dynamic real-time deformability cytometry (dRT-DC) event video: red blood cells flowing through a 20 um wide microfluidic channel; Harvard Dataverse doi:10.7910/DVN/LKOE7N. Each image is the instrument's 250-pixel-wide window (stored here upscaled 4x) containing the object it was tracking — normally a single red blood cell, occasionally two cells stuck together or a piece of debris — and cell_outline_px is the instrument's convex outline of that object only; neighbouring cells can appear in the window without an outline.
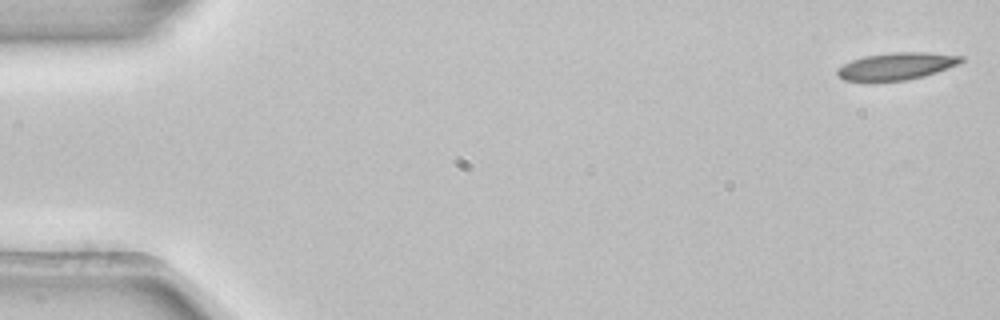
{"species": "common noctule bat (a hibernating species)", "species_latin": "Nyctalus noctula", "temperature_condition": "room temperature", "stored_images_in_passage": 53, "camera_frame_rate_fps": 3000, "um_per_image_px": 0.085, "animal": {"sex": "female", "body_mass_g": 22.7, "forearm_length_mm": 54.2}, "frame": {"image": 1, "passage_image": 1, "time_ms": 0.0, "image_size_px": [1000, 320], "cell_outline_px": [[964, 60], [960, 64], [924, 76], [904, 80], [872, 84], [844, 80], [836, 72], [836, 68], [852, 60], [864, 56], [896, 52], [924, 52], [964, 56]], "centroid_in_image_um": [76.16, 5.66], "position_along_channel_um": 8.8, "area_um2": 20.17}}
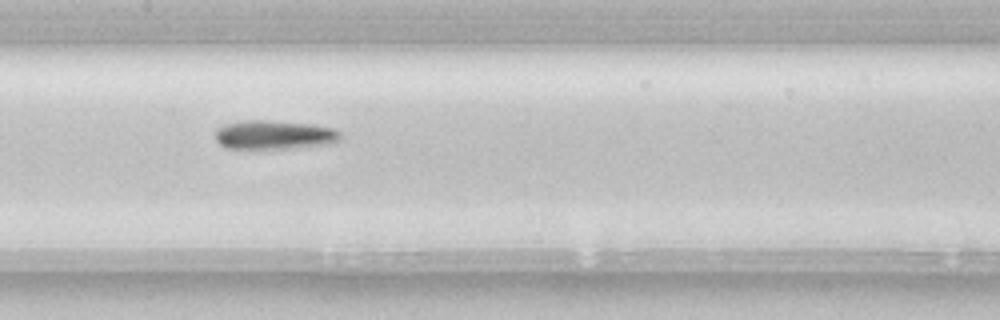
{"frame": {"image": 2, "passage_image": 26, "time_ms": 8.333, "image_size_px": [1000, 320], "cell_outline_px": [[340, 140], [332, 144], [296, 148], [224, 148], [216, 140], [216, 128], [228, 124], [244, 120], [264, 120], [312, 124], [336, 128], [340, 132]], "centroid_in_image_um": [23.36, 11.46], "position_along_channel_um": 184.0, "area_um2": 21.21}}
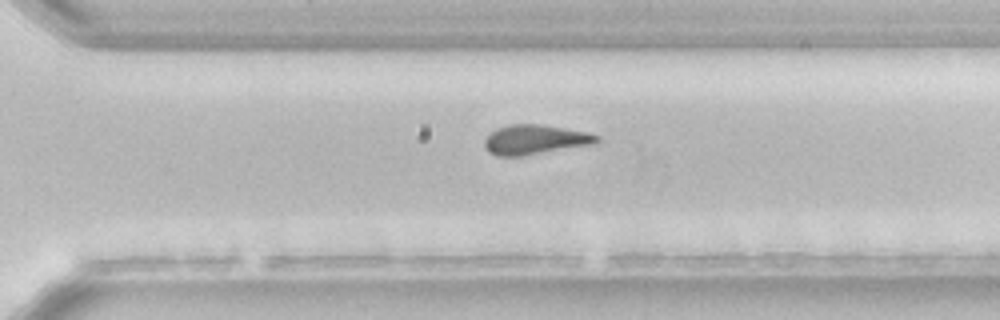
{"frame": {"image": 3, "passage_image": 37, "time_ms": 12.0, "image_size_px": [1000, 320], "cell_outline_px": [[600, 140], [596, 144], [520, 156], [496, 156], [488, 152], [484, 148], [484, 140], [496, 128], [508, 124], [540, 124], [588, 132], [600, 136]], "centroid_in_image_um": [45.48, 11.87], "position_along_channel_um": 325.1, "area_um2": 19.54}, "authors_computed_cell_mechanics": {"area_um2": 19.7676, "velocity_mm_per_s": 3.8672, "shape_relaxation_time_tau1_ms": 4.3993, "shape_relaxation_time_tau2_ms": null, "deformation_change_tau1": 0.1215, "deformation_change_tau2": null}}